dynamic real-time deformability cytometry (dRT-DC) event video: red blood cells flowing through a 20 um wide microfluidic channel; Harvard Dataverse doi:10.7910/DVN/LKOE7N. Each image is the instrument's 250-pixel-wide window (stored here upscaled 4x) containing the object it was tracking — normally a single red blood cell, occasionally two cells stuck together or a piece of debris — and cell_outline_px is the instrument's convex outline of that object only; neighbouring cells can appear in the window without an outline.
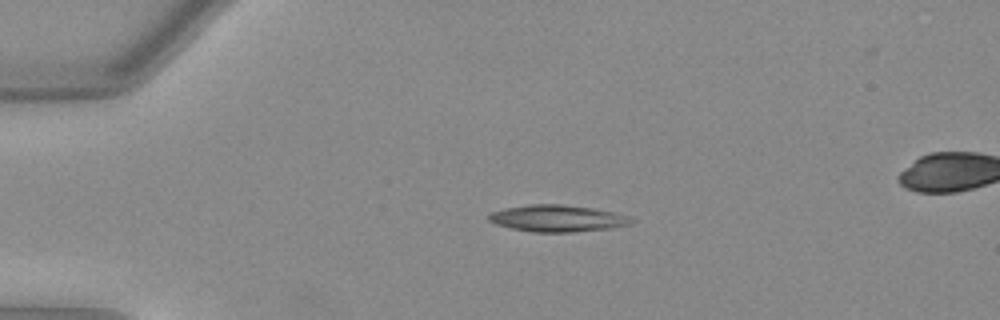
{"species": "Egyptian fruit bat (a non-hibernating species)", "species_latin": "Rousettus aegyptiacus", "temperature_condition": "warm", "stored_images_in_passage": 39, "camera_frame_rate_fps": 3000, "um_per_image_px": 0.085, "animal": {"sex": "female"}, "frame": {"image": 1, "passage_image": 1, "time_ms": 0.0, "image_size_px": [1000, 320], "cell_outline_px": [[636, 220], [628, 224], [608, 228], [572, 232], [532, 232], [512, 228], [496, 224], [488, 220], [488, 216], [492, 212], [504, 208], [528, 204], [560, 204], [592, 208], [612, 212], [628, 216]], "centroid_in_image_um": [47.34, 18.55], "position_along_channel_um": 37.7, "area_um2": 21.96}}
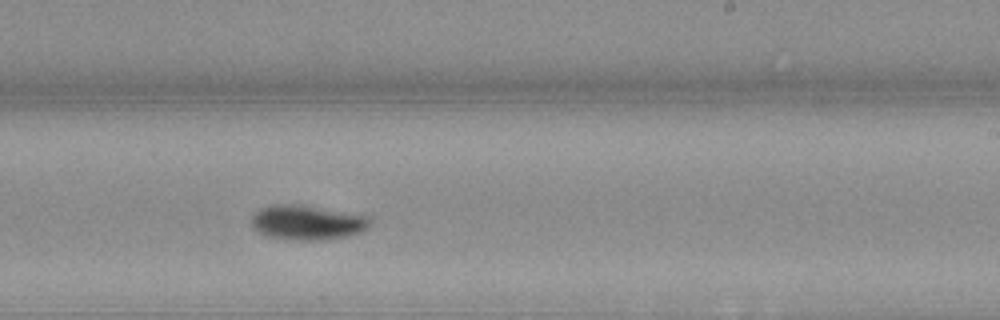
{"frame": {"image": 2, "passage_image": 20, "time_ms": 6.333, "image_size_px": [1000, 320], "cell_outline_px": [[372, 224], [368, 228], [360, 232], [348, 236], [324, 240], [292, 240], [264, 236], [256, 232], [252, 224], [252, 216], [260, 208], [272, 204], [292, 204], [368, 216]], "centroid_in_image_um": [26.07, 18.94], "position_along_channel_um": 262.9, "area_um2": 23.87}}
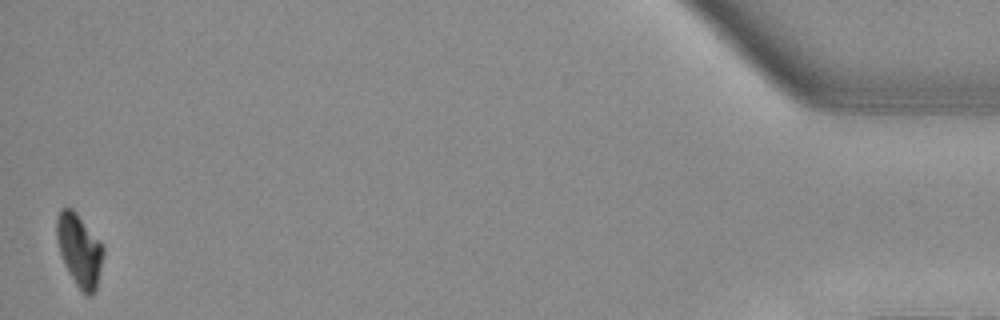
{"frame": {"image": 3, "passage_image": 39, "time_ms": 12.667, "image_size_px": [1000, 320], "cell_outline_px": [[104, 252], [96, 288], [92, 296], [84, 296], [68, 272], [64, 264], [60, 252], [56, 236], [56, 216], [60, 208], [72, 208], [76, 212], [104, 248]], "centroid_in_image_um": [6.72, 21.28], "position_along_channel_um": 428.5, "area_um2": 19.48}, "authors_computed_cell_mechanics": {"area_um2": 20.6924, "velocity_mm_per_s": 3.9745, "shape_relaxation_time_tau1_ms": 3.1504, "shape_relaxation_time_tau2_ms": null, "deformation_change_tau1": 0.2152, "deformation_change_tau2": null}}